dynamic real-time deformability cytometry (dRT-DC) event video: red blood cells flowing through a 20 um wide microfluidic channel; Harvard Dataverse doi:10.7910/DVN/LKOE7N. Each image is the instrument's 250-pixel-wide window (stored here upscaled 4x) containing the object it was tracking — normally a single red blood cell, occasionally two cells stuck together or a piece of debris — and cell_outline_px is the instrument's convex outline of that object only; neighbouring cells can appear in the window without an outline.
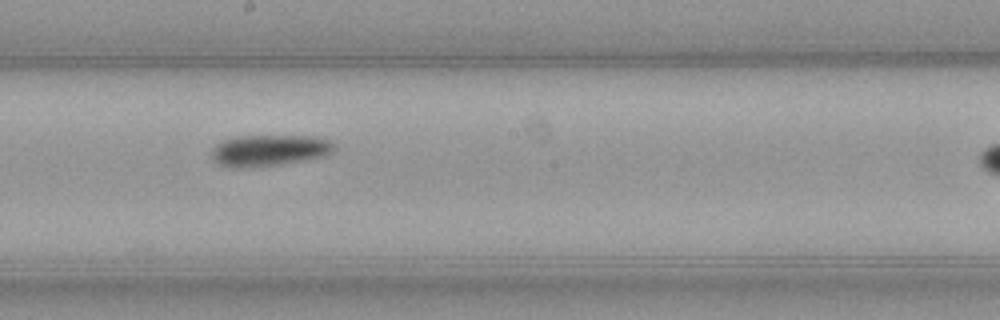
{"species": "common noctule bat (a hibernating species)", "species_latin": "Nyctalus noctula", "temperature_condition": "warm", "stored_images_in_passage": 33, "camera_frame_rate_fps": 3000, "um_per_image_px": 0.085, "animal": {"sex": "female", "body_mass_g": 21.9}, "frame": {"image": 1, "passage_image": 19, "time_ms": 6.0, "image_size_px": [1000, 320], "cell_outline_px": [[336, 148], [332, 152], [324, 156], [304, 160], [280, 164], [240, 168], [232, 168], [220, 164], [212, 160], [212, 148], [216, 144], [224, 140], [236, 136], [312, 136], [332, 140], [336, 144]], "centroid_in_image_um": [22.9, 12.77], "position_along_channel_um": 225.3, "area_um2": 22.48}}
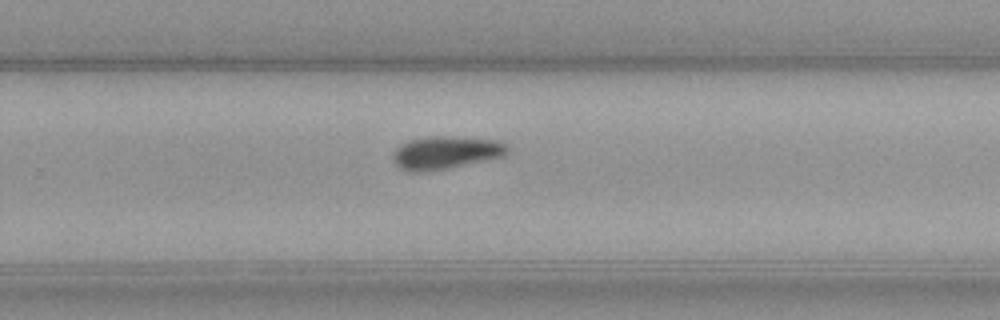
{"frame": {"image": 2, "passage_image": 24, "time_ms": 7.667, "image_size_px": [1000, 320], "cell_outline_px": [[508, 152], [504, 156], [448, 168], [420, 172], [416, 172], [400, 168], [392, 160], [392, 152], [400, 144], [408, 140], [432, 136], [444, 136], [496, 140], [504, 144], [508, 148]], "centroid_in_image_um": [37.83, 12.97], "position_along_channel_um": 292.0, "area_um2": 21.73}}